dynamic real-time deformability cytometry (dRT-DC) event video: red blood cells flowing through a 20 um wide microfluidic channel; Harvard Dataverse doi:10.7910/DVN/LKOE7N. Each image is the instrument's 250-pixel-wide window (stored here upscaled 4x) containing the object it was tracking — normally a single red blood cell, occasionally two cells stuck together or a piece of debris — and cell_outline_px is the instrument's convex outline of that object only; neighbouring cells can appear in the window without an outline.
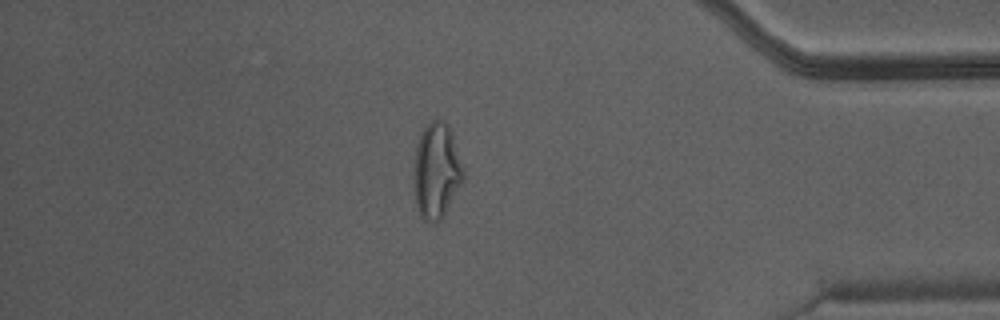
{"species": "Egyptian fruit bat (a non-hibernating species)", "species_latin": "Rousettus aegyptiacus", "temperature_condition": "warm", "stored_images_in_passage": 46, "camera_frame_rate_fps": 3000, "um_per_image_px": 0.085, "animal": {"sex": "male"}, "frame": {"image": 1, "passage_image": 40, "time_ms": 13.0, "image_size_px": [1000, 320], "cell_outline_px": [[464, 180], [444, 216], [440, 220], [432, 224], [424, 220], [420, 216], [416, 204], [416, 148], [420, 132], [432, 120], [440, 116], [448, 124], [452, 132], [464, 168]], "centroid_in_image_um": [37.15, 14.5], "position_along_channel_um": 398.0, "area_um2": 27.51}}